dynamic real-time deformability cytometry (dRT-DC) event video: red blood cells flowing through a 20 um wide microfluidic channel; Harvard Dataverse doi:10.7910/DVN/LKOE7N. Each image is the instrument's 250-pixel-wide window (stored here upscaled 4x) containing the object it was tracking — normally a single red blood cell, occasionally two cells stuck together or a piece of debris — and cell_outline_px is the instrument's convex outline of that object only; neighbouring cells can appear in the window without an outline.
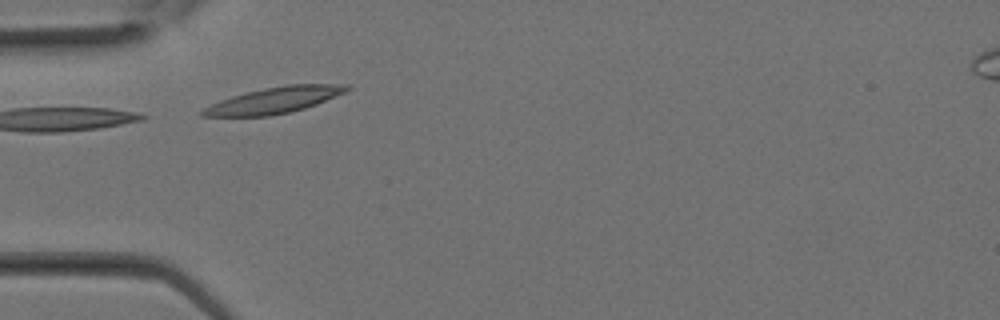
{"species": "Egyptian fruit bat (a non-hibernating species)", "species_latin": "Rousettus aegyptiacus", "temperature_condition": "room temperature", "stored_images_in_passage": 25, "camera_frame_rate_fps": 3000, "um_per_image_px": 0.085, "animal": {"sex": "female"}, "frame": {"image": 1, "passage_image": 4, "time_ms": 1.0, "image_size_px": [1000, 320], "cell_outline_px": [[352, 88], [344, 92], [316, 104], [304, 108], [288, 112], [268, 116], [200, 116], [196, 112], [220, 100], [244, 92], [264, 88], [288, 84], [348, 84]], "centroid_in_image_um": [23.27, 8.51], "position_along_channel_um": 61.7, "area_um2": 21.85}}
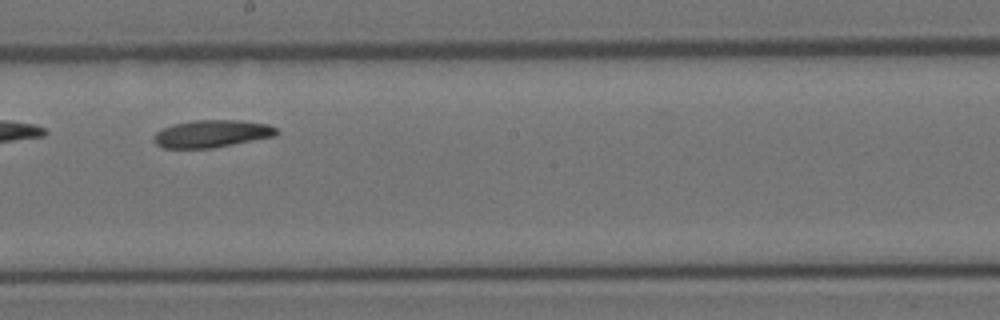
{"frame": {"image": 2, "passage_image": 12, "time_ms": 3.667, "image_size_px": [1000, 320], "cell_outline_px": [[280, 132], [276, 136], [212, 148], [164, 148], [156, 144], [156, 132], [160, 128], [172, 124], [192, 120], [244, 120], [268, 124], [276, 128]], "centroid_in_image_um": [18.04, 11.35], "position_along_channel_um": 230.2, "area_um2": 19.71}}
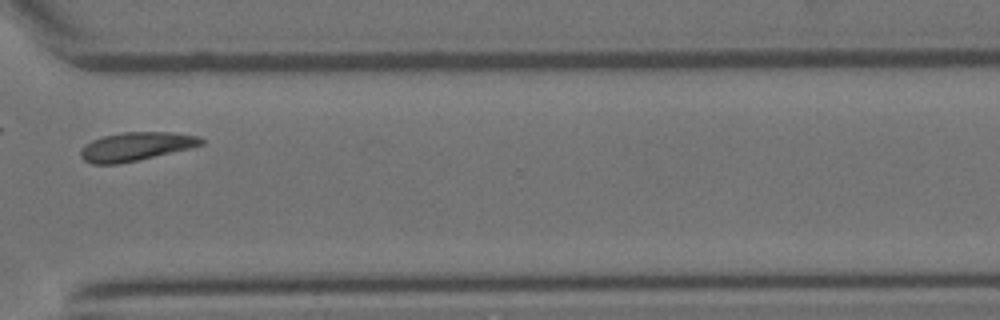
{"frame": {"image": 3, "passage_image": 18, "time_ms": 5.667, "image_size_px": [1000, 320], "cell_outline_px": [[204, 144], [188, 148], [120, 164], [92, 164], [84, 160], [80, 156], [80, 152], [84, 144], [92, 140], [104, 136], [124, 132], [172, 132], [200, 136], [204, 140]], "centroid_in_image_um": [11.53, 12.45], "position_along_channel_um": 359.1, "area_um2": 19.94}}